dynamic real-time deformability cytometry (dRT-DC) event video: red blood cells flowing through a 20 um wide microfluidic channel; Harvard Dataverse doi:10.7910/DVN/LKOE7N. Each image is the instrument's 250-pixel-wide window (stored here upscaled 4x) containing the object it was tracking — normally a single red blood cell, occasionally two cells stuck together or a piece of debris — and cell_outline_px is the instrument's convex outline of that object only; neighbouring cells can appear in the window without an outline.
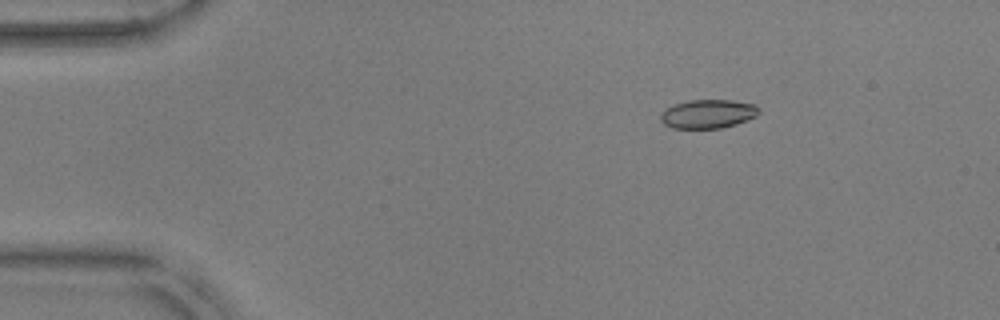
{"species": "common noctule bat (a hibernating species)", "species_latin": "Nyctalus noctula", "temperature_condition": "warm", "stored_images_in_passage": 13, "camera_frame_rate_fps": 3000, "um_per_image_px": 0.085, "animal": {"sex": "male", "body_mass_g": 17.9, "forearm_length_mm": 54.2}, "frame": {"image": 1, "passage_image": 9, "time_ms": 2.667, "image_size_px": [1000, 320], "cell_outline_px": [[760, 112], [756, 116], [748, 120], [736, 124], [720, 128], [672, 128], [664, 124], [660, 120], [660, 116], [668, 108], [676, 104], [688, 100], [732, 100], [756, 104], [760, 108]], "centroid_in_image_um": [60.23, 9.68], "position_along_channel_um": 24.8, "area_um2": 16.47}}